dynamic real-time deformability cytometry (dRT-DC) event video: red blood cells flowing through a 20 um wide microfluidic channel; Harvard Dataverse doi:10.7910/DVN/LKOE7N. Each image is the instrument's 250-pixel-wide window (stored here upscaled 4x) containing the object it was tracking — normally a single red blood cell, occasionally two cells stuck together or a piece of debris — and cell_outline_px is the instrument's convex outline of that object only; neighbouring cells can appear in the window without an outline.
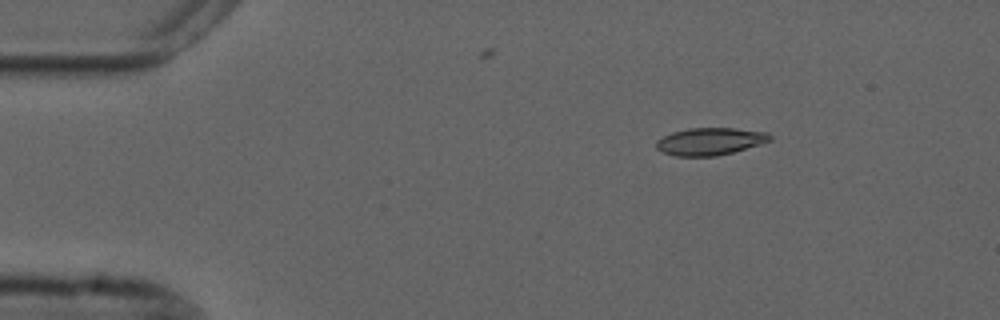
{"species": "common noctule bat (a hibernating species)", "species_latin": "Nyctalus noctula", "temperature_condition": "cold", "stored_images_in_passage": 4, "camera_frame_rate_fps": 3000, "um_per_image_px": 0.085, "animal": {"sex": "male", "forearm_length_mm": 52.5}, "frame": {"image": 1, "passage_image": 4, "time_ms": 3.333, "image_size_px": [1000, 320], "cell_outline_px": [[772, 140], [760, 144], [732, 152], [716, 156], [676, 156], [664, 152], [656, 148], [656, 140], [672, 132], [688, 128], [736, 128], [768, 132], [772, 136]], "centroid_in_image_um": [60.37, 12.01], "position_along_channel_um": 24.6, "area_um2": 18.09}}